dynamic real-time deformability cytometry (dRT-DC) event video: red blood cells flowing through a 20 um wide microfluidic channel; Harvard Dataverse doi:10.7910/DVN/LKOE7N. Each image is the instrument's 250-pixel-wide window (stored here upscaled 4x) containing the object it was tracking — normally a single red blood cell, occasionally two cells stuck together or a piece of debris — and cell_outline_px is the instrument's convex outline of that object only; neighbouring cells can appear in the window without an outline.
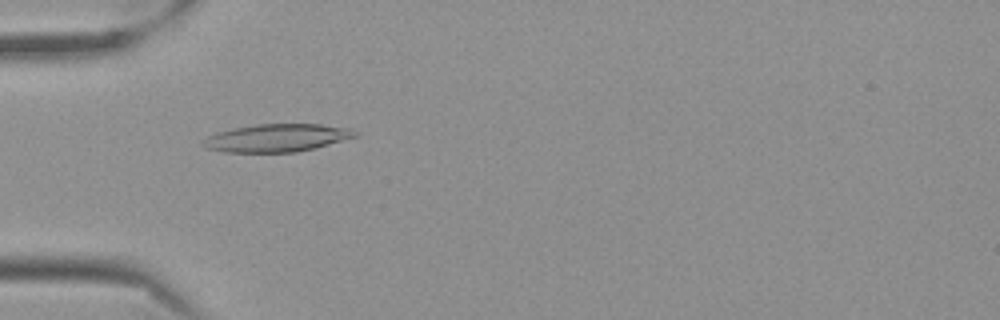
{"species": "Egyptian fruit bat (a non-hibernating species)", "species_latin": "Rousettus aegyptiacus", "temperature_condition": "cold", "stored_images_in_passage": 57, "camera_frame_rate_fps": 3000, "um_per_image_px": 0.085, "frame": {"image": 1, "passage_image": 18, "time_ms": 5.667, "image_size_px": [1000, 320], "cell_outline_px": [[360, 136], [316, 148], [296, 152], [224, 152], [204, 148], [200, 144], [208, 136], [216, 132], [232, 128], [256, 124], [320, 124], [352, 128], [360, 132]], "centroid_in_image_um": [23.58, 11.72], "position_along_channel_um": 61.4, "area_um2": 25.09}}
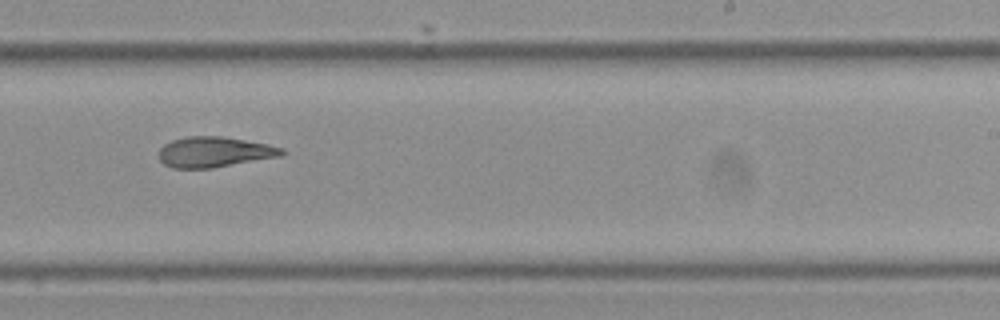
{"frame": {"image": 2, "passage_image": 36, "time_ms": 11.667, "image_size_px": [1000, 320], "cell_outline_px": [[284, 152], [280, 156], [212, 168], [172, 168], [164, 164], [160, 160], [160, 148], [164, 144], [172, 140], [188, 136], [220, 136], [268, 144], [284, 148]], "centroid_in_image_um": [18.2, 12.92], "position_along_channel_um": 270.8, "area_um2": 21.62}}
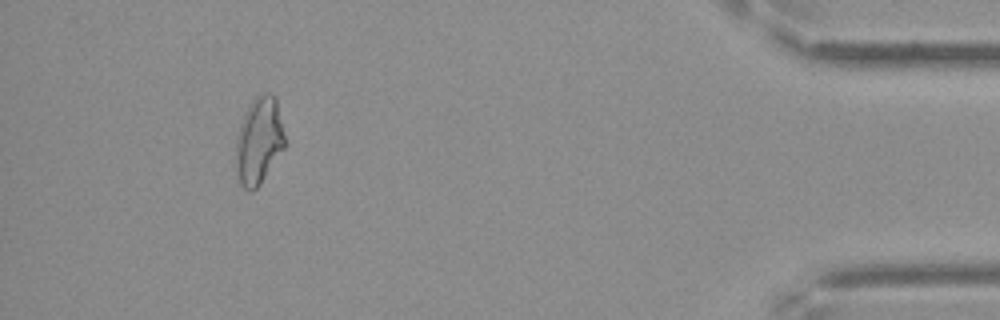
{"frame": {"image": 3, "passage_image": 53, "time_ms": 17.333, "image_size_px": [1000, 320], "cell_outline_px": [[288, 144], [260, 184], [252, 192], [248, 192], [240, 184], [236, 168], [236, 136], [244, 112], [256, 96], [264, 92], [268, 92], [276, 96]], "centroid_in_image_um": [22.04, 11.95], "position_along_channel_um": 413.2, "area_um2": 25.43}, "authors_computed_cell_mechanics": {"area_um2": 23.409, "velocity_mm_per_s": 3.5414, "shape_relaxation_time_tau1_ms": null, "shape_relaxation_time_tau2_ms": 8.1957, "deformation_change_tau1": null, "deformation_change_tau2": 0.1907}}